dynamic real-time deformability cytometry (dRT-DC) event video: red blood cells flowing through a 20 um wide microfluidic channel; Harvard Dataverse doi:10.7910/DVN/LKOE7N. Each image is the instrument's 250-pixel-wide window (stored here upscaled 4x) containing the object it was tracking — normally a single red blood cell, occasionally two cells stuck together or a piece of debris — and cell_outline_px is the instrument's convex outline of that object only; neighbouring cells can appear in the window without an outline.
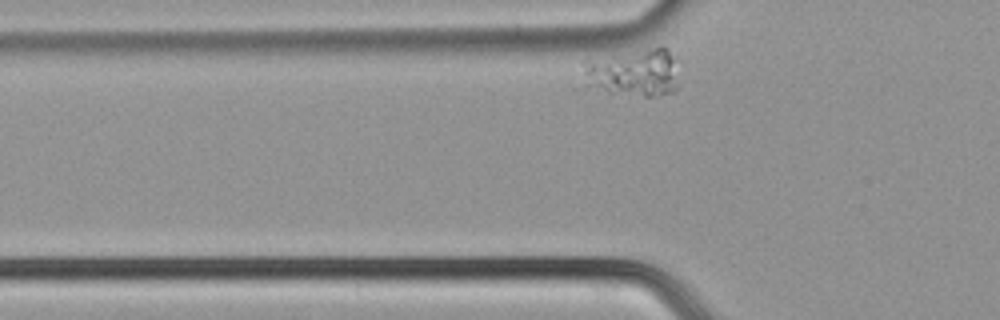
{"species": "common noctule bat (a hibernating species)", "species_latin": "Nyctalus noctula", "temperature_condition": "cold", "stored_images_in_passage": 29, "camera_frame_rate_fps": 3000, "um_per_image_px": 0.085, "animal": {"sex": "male", "body_mass_g": 21.5, "forearm_length_mm": 52.0}, "frame": {"image": 1, "passage_image": 2, "time_ms": 0.333, "image_size_px": [1000, 320], "cell_outline_px": [[680, 84], [672, 92], [660, 96], [644, 96], [572, 88], [580, 60], [588, 56], [660, 44], [664, 44], [680, 60]], "centroid_in_image_um": [53.62, 6.11], "position_along_channel_um": 72.2, "area_um2": 31.27}}
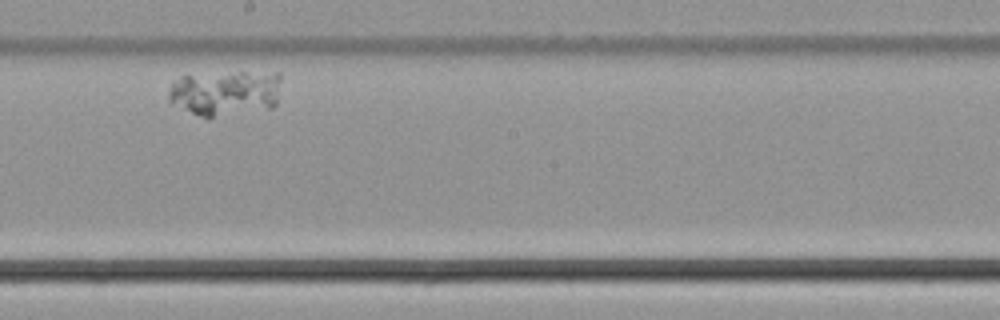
{"frame": {"image": 2, "passage_image": 17, "time_ms": 5.333, "image_size_px": [1000, 320], "cell_outline_px": [[280, 80], [276, 104], [272, 108], [208, 120], [172, 104], [168, 100], [168, 88], [172, 80], [180, 76], [240, 72], [280, 72]], "centroid_in_image_um": [19.12, 7.93], "position_along_channel_um": 229.1, "area_um2": 30.69}}
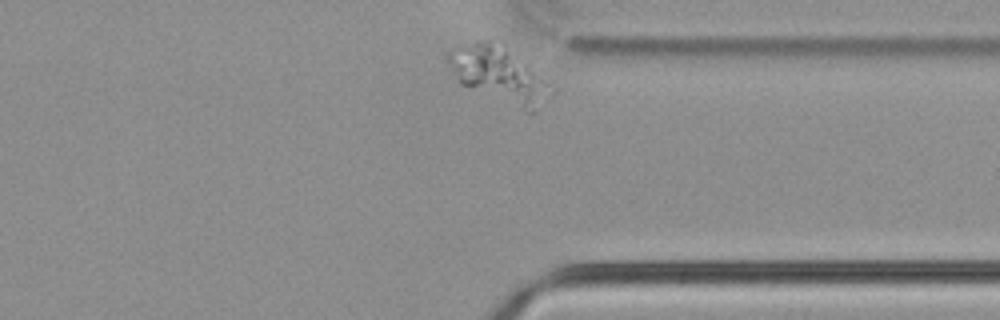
{"frame": {"image": 3, "passage_image": 29, "time_ms": 9.333, "image_size_px": [1000, 320], "cell_outline_px": [[536, 112], [528, 112], [460, 84], [448, 64], [444, 56], [448, 48], [456, 44], [476, 40], [488, 40], [524, 64], [528, 68], [532, 76]], "centroid_in_image_um": [41.86, 6.21], "position_along_channel_um": 369.5, "area_um2": 28.84}}